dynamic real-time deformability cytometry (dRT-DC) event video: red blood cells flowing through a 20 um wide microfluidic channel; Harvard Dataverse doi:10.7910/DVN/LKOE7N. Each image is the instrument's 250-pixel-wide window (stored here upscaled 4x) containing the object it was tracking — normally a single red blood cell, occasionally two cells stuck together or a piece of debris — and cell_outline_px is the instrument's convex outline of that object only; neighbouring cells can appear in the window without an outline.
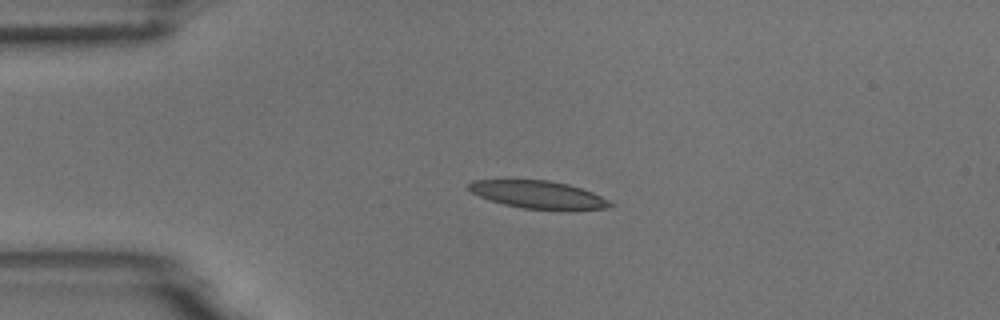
{"species": "common noctule bat (a hibernating species)", "species_latin": "Nyctalus noctula", "temperature_condition": "room temperature", "stored_images_in_passage": 43, "camera_frame_rate_fps": 3000, "um_per_image_px": 0.085, "animal": {"sex": "male", "body_mass_g": 18.8}, "frame": {"image": 1, "passage_image": 1, "time_ms": 0.0, "image_size_px": [1000, 320], "cell_outline_px": [[616, 204], [612, 208], [572, 212], [568, 212], [524, 208], [504, 204], [480, 196], [472, 192], [468, 188], [468, 184], [472, 180], [548, 180], [568, 184], [592, 192]], "centroid_in_image_um": [45.88, 16.59], "position_along_channel_um": 39.1, "area_um2": 23.35}}
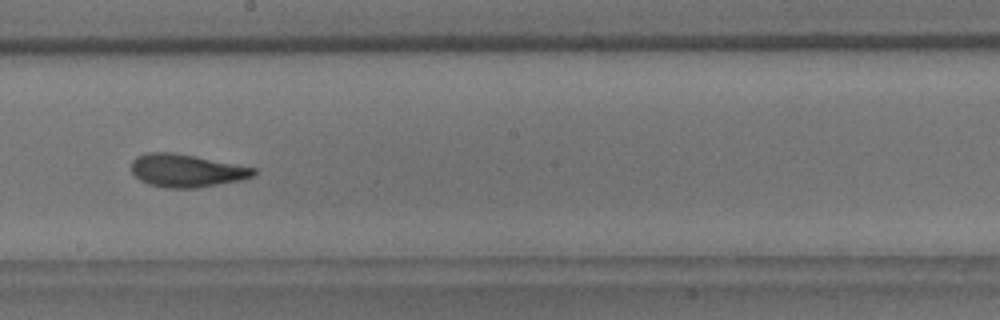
{"frame": {"image": 2, "passage_image": 19, "time_ms": 6.0, "image_size_px": [1000, 320], "cell_outline_px": [[256, 176], [240, 180], [196, 188], [164, 188], [148, 184], [140, 180], [132, 172], [132, 160], [136, 156], [148, 152], [172, 152], [196, 156], [256, 168]], "centroid_in_image_um": [15.85, 14.5], "position_along_channel_um": 232.4, "area_um2": 23.52}}
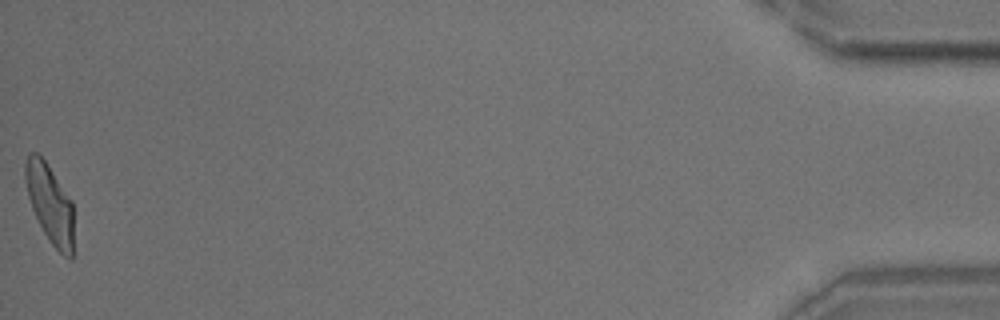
{"frame": {"image": 3, "passage_image": 43, "time_ms": 14.0, "image_size_px": [1000, 320], "cell_outline_px": [[72, 260], [68, 260], [52, 244], [44, 232], [32, 208], [28, 196], [24, 180], [24, 164], [28, 152], [36, 152], [44, 160], [72, 200]], "centroid_in_image_um": [4.21, 17.28], "position_along_channel_um": 431.0, "area_um2": 21.96}, "authors_computed_cell_mechanics": {"area_um2": 23.0044, "velocity_mm_per_s": 3.6911, "shape_relaxation_time_tau1_ms": 6.5767, "shape_relaxation_time_tau2_ms": 1.798, "deformation_change_tau1": 0.1906, "deformation_change_tau2": 0.0991}}